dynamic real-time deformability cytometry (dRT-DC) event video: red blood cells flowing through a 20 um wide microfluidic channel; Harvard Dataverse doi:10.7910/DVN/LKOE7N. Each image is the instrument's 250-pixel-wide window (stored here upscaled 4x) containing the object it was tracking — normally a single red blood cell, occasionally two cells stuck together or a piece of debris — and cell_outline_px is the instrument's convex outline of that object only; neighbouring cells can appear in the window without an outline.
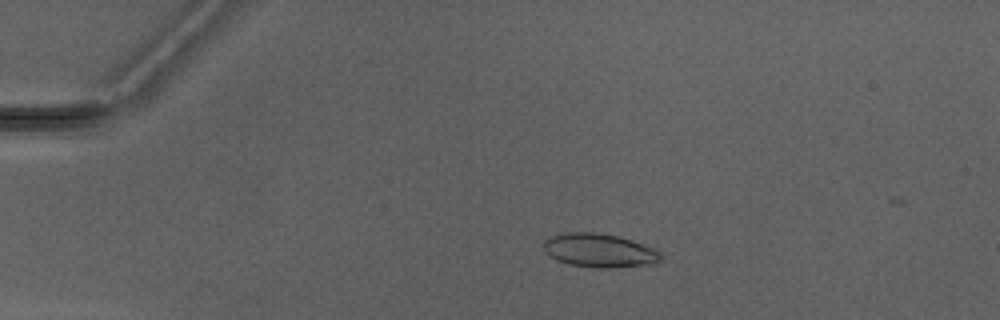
{"species": "Egyptian fruit bat (a non-hibernating species)", "species_latin": "Rousettus aegyptiacus", "temperature_condition": "warm", "stored_images_in_passage": 5, "camera_frame_rate_fps": 3000, "um_per_image_px": 0.085, "animal": {"sex": "male"}, "frame": {"image": 1, "passage_image": 3, "time_ms": 2.333, "image_size_px": [1000, 320], "cell_outline_px": [[664, 256], [660, 260], [652, 264], [612, 268], [596, 268], [568, 264], [556, 260], [548, 256], [544, 252], [544, 240], [552, 236], [568, 232], [592, 232], [616, 236], [632, 240], [656, 248]], "centroid_in_image_um": [50.96, 21.3], "position_along_channel_um": 34.0, "area_um2": 23.24}}